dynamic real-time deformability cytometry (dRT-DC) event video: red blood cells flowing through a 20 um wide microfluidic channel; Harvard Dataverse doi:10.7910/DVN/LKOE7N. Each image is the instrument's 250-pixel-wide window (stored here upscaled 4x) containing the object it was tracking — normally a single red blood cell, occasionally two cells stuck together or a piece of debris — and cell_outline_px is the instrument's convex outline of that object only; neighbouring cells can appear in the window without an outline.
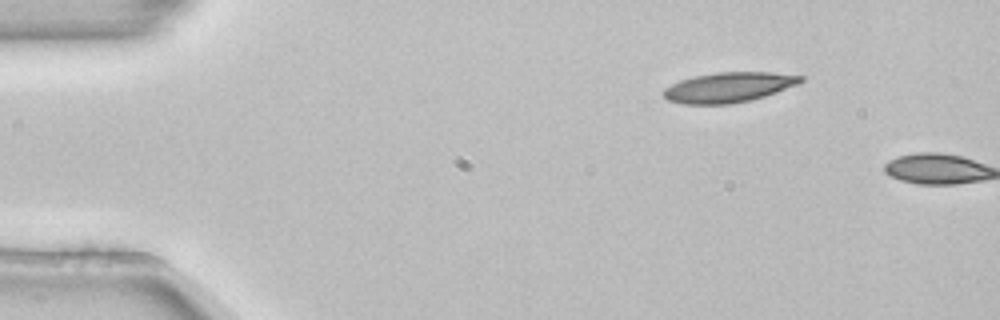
{"species": "common noctule bat (a hibernating species)", "species_latin": "Nyctalus noctula", "temperature_condition": "room temperature", "stored_images_in_passage": 2, "camera_frame_rate_fps": 3000, "um_per_image_px": 0.085, "animal": {"sex": "female", "body_mass_g": 22.7, "forearm_length_mm": 54.2}, "frame": {"image": 1, "passage_image": 1, "time_ms": 0.0, "image_size_px": [1000, 320], "cell_outline_px": [[804, 80], [800, 84], [764, 96], [748, 100], [728, 104], [680, 104], [668, 100], [664, 96], [664, 88], [680, 80], [696, 76], [716, 72], [772, 72], [804, 76]], "centroid_in_image_um": [61.96, 7.41], "position_along_channel_um": 23.0, "area_um2": 23.93}}